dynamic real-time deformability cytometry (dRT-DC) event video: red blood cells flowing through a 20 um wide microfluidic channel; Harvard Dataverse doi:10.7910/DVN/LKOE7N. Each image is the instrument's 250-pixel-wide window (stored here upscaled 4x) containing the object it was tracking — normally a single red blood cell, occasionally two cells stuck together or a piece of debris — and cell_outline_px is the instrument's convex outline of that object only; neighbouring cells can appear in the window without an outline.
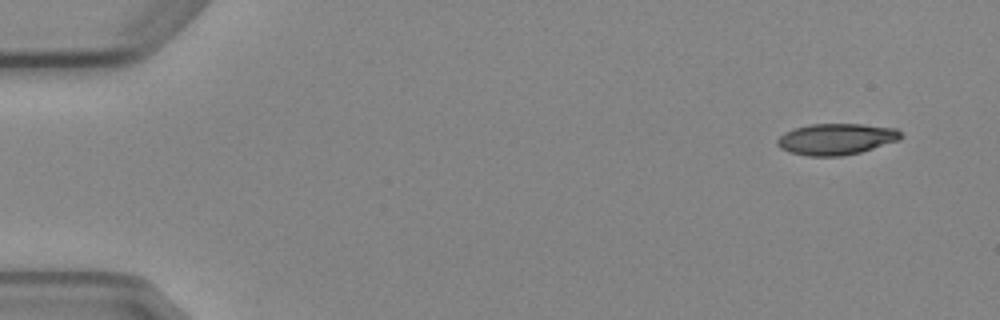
{"species": "Egyptian fruit bat (a non-hibernating species)", "species_latin": "Rousettus aegyptiacus", "temperature_condition": "cold", "stored_images_in_passage": 5, "camera_frame_rate_fps": 3000, "um_per_image_px": 0.085, "animal": {"sex": "female"}, "frame": {"image": 1, "passage_image": 1, "time_ms": 0.0, "image_size_px": [1000, 320], "cell_outline_px": [[904, 136], [900, 140], [860, 152], [840, 156], [808, 156], [788, 152], [780, 148], [776, 144], [776, 140], [784, 132], [796, 128], [812, 124], [864, 124], [896, 128]], "centroid_in_image_um": [71.08, 11.82], "position_along_channel_um": 13.9, "area_um2": 22.6}}
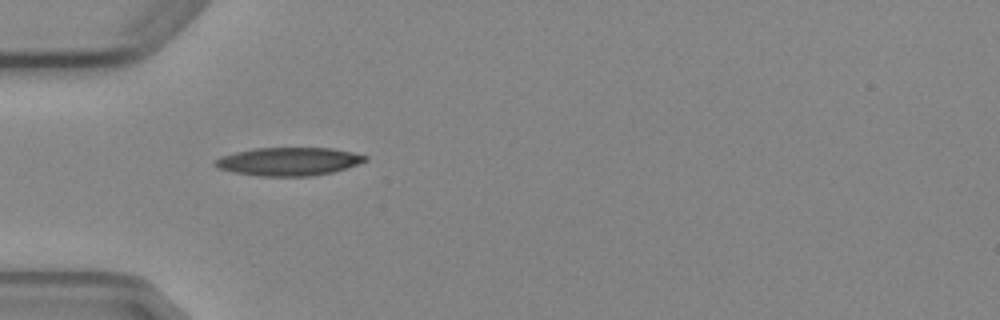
{"frame": {"image": 2, "passage_image": 4, "time_ms": 4.333, "image_size_px": [1000, 320], "cell_outline_px": [[368, 160], [332, 172], [312, 176], [256, 176], [232, 172], [220, 168], [212, 164], [220, 156], [252, 148], [332, 148], [352, 152], [368, 156]], "centroid_in_image_um": [24.51, 13.72], "position_along_channel_um": 60.5, "area_um2": 24.62}}
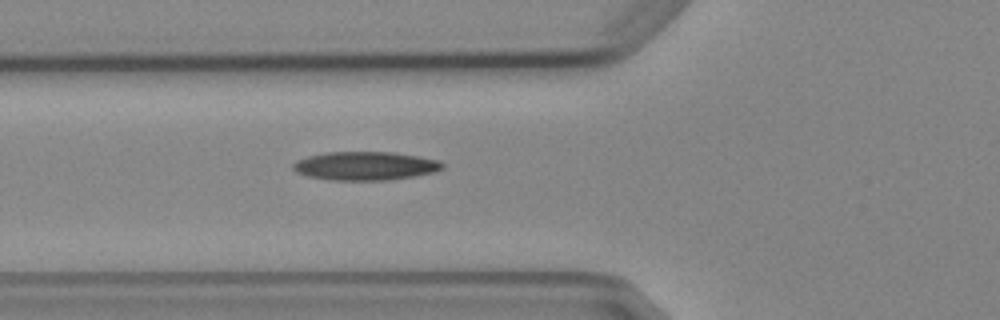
{"frame": {"image": 3, "passage_image": 5, "time_ms": 5.333, "image_size_px": [1000, 320], "cell_outline_px": [[444, 168], [436, 172], [388, 180], [328, 180], [308, 176], [296, 172], [292, 168], [292, 164], [296, 160], [308, 156], [324, 152], [392, 152], [440, 160], [444, 164]], "centroid_in_image_um": [31.03, 14.1], "position_along_channel_um": 94.8, "area_um2": 24.97}}